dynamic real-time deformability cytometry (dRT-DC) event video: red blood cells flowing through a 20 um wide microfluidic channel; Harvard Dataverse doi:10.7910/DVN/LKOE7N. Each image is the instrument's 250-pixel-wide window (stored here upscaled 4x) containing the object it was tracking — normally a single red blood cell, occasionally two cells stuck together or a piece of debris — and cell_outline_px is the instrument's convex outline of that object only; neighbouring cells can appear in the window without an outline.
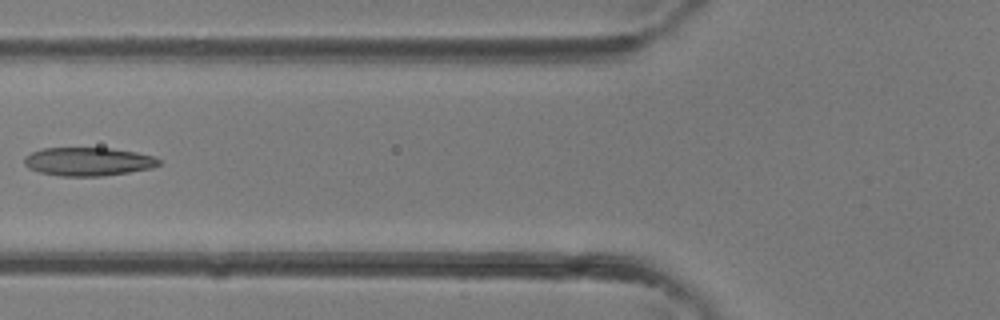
{"species": "common noctule bat (a hibernating species)", "species_latin": "Nyctalus noctula", "temperature_condition": "room temperature", "stored_images_in_passage": 4, "camera_frame_rate_fps": 3000, "um_per_image_px": 0.085, "animal": {"sex": "female"}, "frame": {"image": 1, "passage_image": 4, "time_ms": 1.0, "image_size_px": [1000, 320], "cell_outline_px": [[160, 164], [152, 168], [128, 172], [100, 176], [60, 176], [40, 172], [28, 168], [24, 164], [24, 156], [32, 152], [44, 148], [112, 148], [136, 152], [152, 156], [160, 160]], "centroid_in_image_um": [7.47, 13.73], "position_along_channel_um": 118.3, "area_um2": 22.25}}